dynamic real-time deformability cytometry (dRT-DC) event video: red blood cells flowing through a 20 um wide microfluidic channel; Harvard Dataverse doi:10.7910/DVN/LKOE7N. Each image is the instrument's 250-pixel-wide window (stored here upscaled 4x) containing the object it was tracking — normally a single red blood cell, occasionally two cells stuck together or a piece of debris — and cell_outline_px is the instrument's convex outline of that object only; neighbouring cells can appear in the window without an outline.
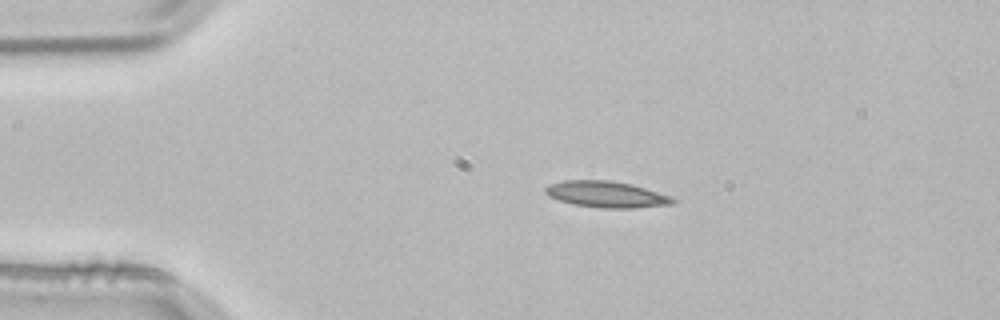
{"species": "common noctule bat (a hibernating species)", "species_latin": "Nyctalus noctula", "temperature_condition": "room temperature", "stored_images_in_passage": 43, "camera_frame_rate_fps": 3000, "um_per_image_px": 0.085, "animal": {"sex": "male", "body_mass_g": 21.5, "forearm_length_mm": 52.0}, "frame": {"image": 1, "passage_image": 1, "time_ms": 0.0, "image_size_px": [1000, 320], "cell_outline_px": [[676, 204], [632, 208], [600, 208], [572, 204], [548, 196], [544, 192], [544, 188], [548, 184], [564, 180], [608, 180], [632, 184], [672, 196], [676, 200]], "centroid_in_image_um": [51.55, 16.52], "position_along_channel_um": 33.5, "area_um2": 19.71}}
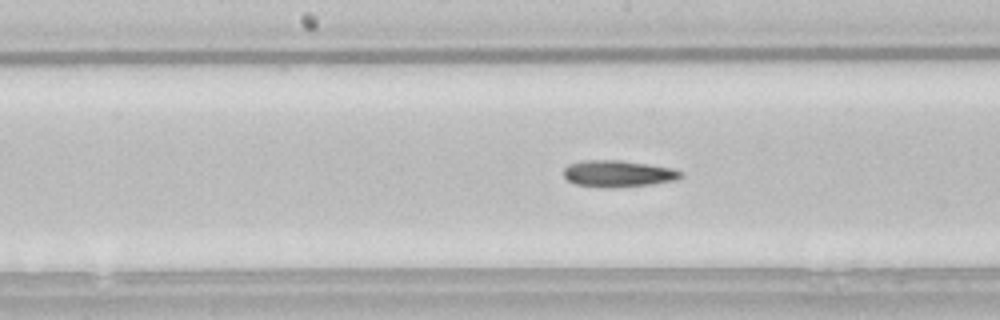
{"frame": {"image": 2, "passage_image": 17, "time_ms": 5.333, "image_size_px": [1000, 320], "cell_outline_px": [[684, 176], [676, 180], [648, 184], [612, 188], [600, 188], [576, 184], [568, 180], [564, 176], [564, 168], [568, 164], [584, 160], [616, 160], [672, 168], [684, 172]], "centroid_in_image_um": [52.52, 14.77], "position_along_channel_um": 195.7, "area_um2": 18.09}}
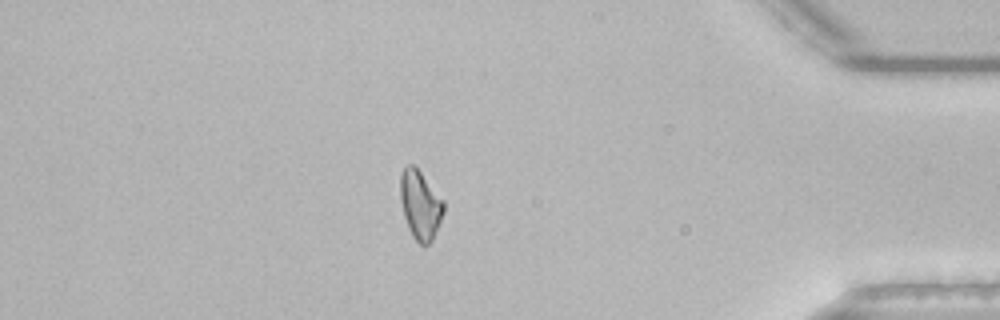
{"frame": {"image": 3, "passage_image": 36, "time_ms": 11.667, "image_size_px": [1000, 320], "cell_outline_px": [[444, 212], [432, 240], [424, 248], [412, 236], [408, 228], [404, 216], [400, 200], [400, 176], [404, 168], [408, 164], [412, 164], [420, 172], [444, 200]], "centroid_in_image_um": [35.72, 17.44], "position_along_channel_um": 399.5, "area_um2": 17.34}, "authors_computed_cell_mechanics": {"area_um2": 17.7446, "velocity_mm_per_s": 3.8419, "shape_relaxation_time_tau1_ms": null, "shape_relaxation_time_tau2_ms": 10.0394, "deformation_change_tau1": null, "deformation_change_tau2": 0.2048}}